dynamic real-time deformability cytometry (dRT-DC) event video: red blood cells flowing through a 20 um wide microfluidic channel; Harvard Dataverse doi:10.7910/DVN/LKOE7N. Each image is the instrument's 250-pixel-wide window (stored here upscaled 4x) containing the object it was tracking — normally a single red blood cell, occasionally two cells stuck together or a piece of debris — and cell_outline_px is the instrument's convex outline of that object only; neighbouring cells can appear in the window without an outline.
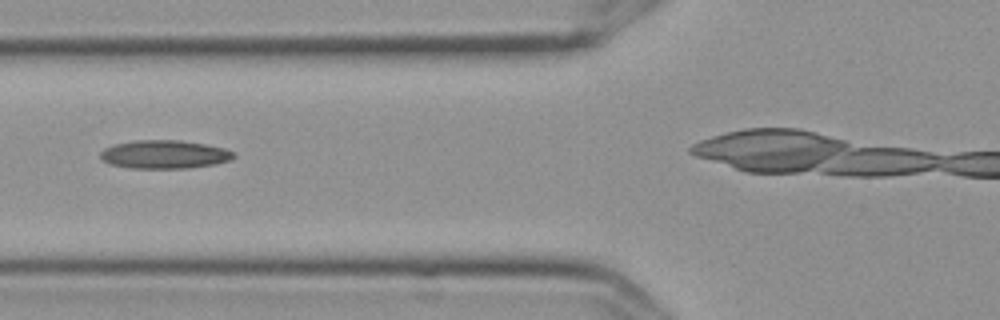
{"species": "Egyptian fruit bat (a non-hibernating species)", "species_latin": "Rousettus aegyptiacus", "temperature_condition": "cold", "stored_images_in_passage": 9, "camera_frame_rate_fps": 3000, "um_per_image_px": 0.085, "frame": {"image": 1, "passage_image": 8, "time_ms": 2.333, "image_size_px": [1000, 320], "cell_outline_px": [[236, 156], [228, 160], [216, 164], [188, 168], [128, 168], [108, 164], [100, 160], [100, 152], [104, 148], [112, 144], [136, 140], [180, 140], [204, 144], [224, 148], [236, 152]], "centroid_in_image_um": [13.93, 13.12], "position_along_channel_um": 111.9, "area_um2": 22.31}}